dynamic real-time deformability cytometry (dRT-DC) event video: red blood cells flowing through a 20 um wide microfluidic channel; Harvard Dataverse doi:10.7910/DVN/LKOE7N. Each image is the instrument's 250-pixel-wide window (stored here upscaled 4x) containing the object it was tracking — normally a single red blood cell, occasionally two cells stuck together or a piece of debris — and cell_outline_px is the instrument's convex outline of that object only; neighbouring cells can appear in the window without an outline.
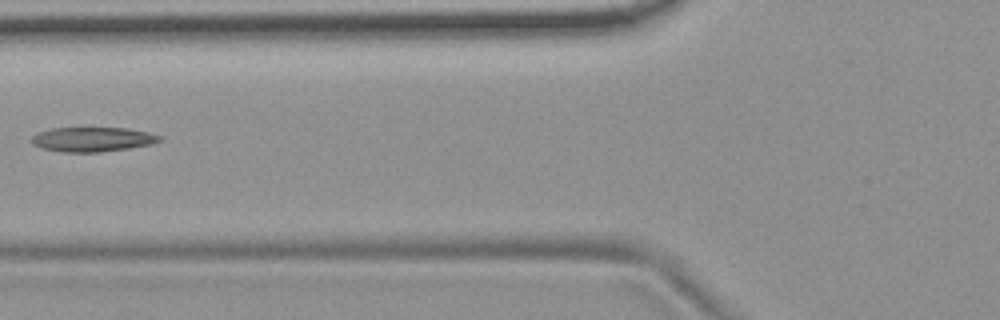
{"species": "common noctule bat (a hibernating species)", "species_latin": "Nyctalus noctula", "temperature_condition": "room temperature", "stored_images_in_passage": 2, "camera_frame_rate_fps": 3000, "um_per_image_px": 0.085, "animal": {"sex": "female", "body_mass_g": 19.9}, "frame": {"image": 1, "passage_image": 2, "time_ms": 0.333, "image_size_px": [1000, 320], "cell_outline_px": [[164, 140], [152, 144], [128, 148], [100, 152], [64, 152], [40, 148], [32, 144], [32, 136], [36, 132], [52, 128], [128, 128], [148, 132], [164, 136]], "centroid_in_image_um": [7.89, 11.84], "position_along_channel_um": 117.9, "area_um2": 18.5}}